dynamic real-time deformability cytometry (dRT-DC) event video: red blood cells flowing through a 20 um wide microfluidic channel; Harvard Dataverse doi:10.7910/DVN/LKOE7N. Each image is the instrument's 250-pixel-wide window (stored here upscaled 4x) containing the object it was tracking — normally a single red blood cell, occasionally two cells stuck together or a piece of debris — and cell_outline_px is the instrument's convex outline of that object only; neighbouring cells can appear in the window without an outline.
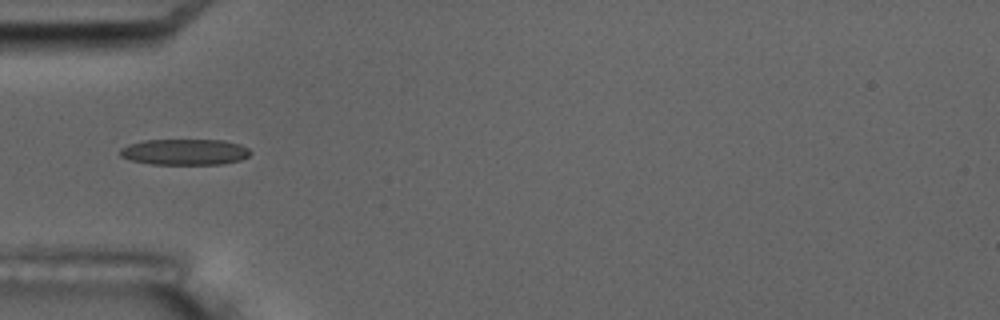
{"species": "common noctule bat (a hibernating species)", "species_latin": "Nyctalus noctula", "temperature_condition": "room temperature", "stored_images_in_passage": 5, "camera_frame_rate_fps": 3000, "um_per_image_px": 0.085, "animal": {"sex": "male", "body_mass_g": 17.5, "forearm_length_mm": 52.3}, "frame": {"image": 1, "passage_image": 3, "time_ms": 2.333, "image_size_px": [1000, 320], "cell_outline_px": [[252, 152], [248, 156], [240, 160], [220, 164], [152, 164], [132, 160], [120, 156], [120, 148], [128, 144], [144, 140], [224, 140], [240, 144], [248, 148]], "centroid_in_image_um": [15.71, 12.91], "position_along_channel_um": 69.3, "area_um2": 19.71}}